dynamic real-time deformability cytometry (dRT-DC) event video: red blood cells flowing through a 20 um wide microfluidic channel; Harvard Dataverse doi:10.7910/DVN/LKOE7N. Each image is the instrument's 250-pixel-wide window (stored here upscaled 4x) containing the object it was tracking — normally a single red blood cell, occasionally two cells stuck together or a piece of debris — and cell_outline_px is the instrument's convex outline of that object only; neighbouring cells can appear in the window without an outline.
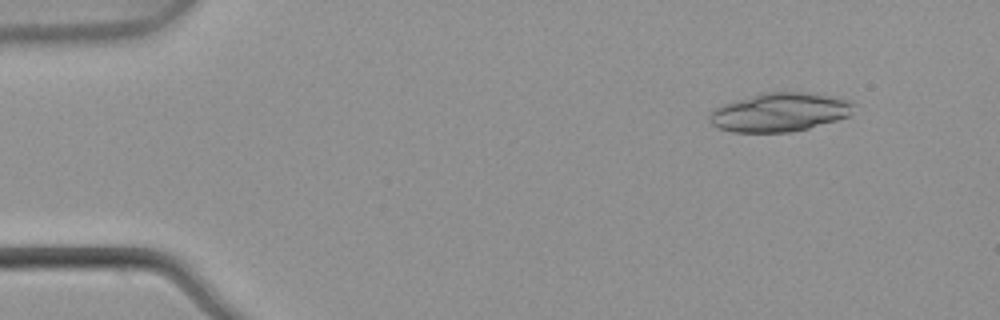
{"species": "common noctule bat (a hibernating species)", "species_latin": "Nyctalus noctula", "temperature_condition": "warm", "stored_images_in_passage": 8, "segment_of_instrument_passage": [1, 2], "camera_frame_rate_fps": 3000, "um_per_image_px": 0.085, "animal": {"sex": "male", "body_mass_g": 21.5, "forearm_length_mm": 52.0}, "frame": {"image": 1, "passage_image": 2, "time_ms": 0.333, "image_size_px": [1000, 320], "cell_outline_px": [[856, 104], [848, 116], [836, 120], [808, 128], [792, 132], [732, 132], [716, 128], [708, 120], [708, 116], [716, 108], [724, 104], [760, 92], [804, 92], [852, 100]], "centroid_in_image_um": [66.26, 9.54], "position_along_channel_um": 18.7, "area_um2": 32.54}}